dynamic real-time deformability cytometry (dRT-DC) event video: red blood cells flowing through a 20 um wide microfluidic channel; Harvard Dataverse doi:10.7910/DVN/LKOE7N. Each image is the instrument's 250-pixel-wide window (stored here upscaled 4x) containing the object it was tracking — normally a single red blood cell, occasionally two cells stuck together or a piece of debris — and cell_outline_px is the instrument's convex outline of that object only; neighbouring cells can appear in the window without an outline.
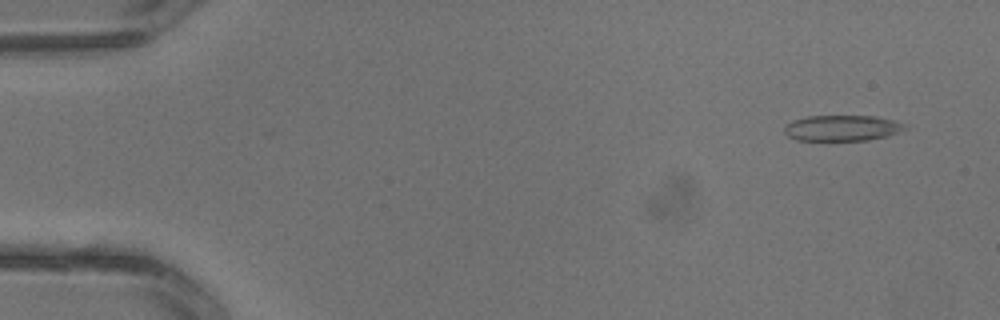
{"species": "common noctule bat (a hibernating species)", "species_latin": "Nyctalus noctula", "temperature_condition": "warm", "stored_images_in_passage": 3, "segment_of_instrument_passage": [2, 2], "camera_frame_rate_fps": 3000, "um_per_image_px": 0.085, "animal": {"sex": "male", "body_mass_g": 13.3}, "frame": {"image": 1, "passage_image": 3, "time_ms": 0.667, "image_size_px": [1000, 320], "cell_outline_px": [[908, 128], [888, 136], [868, 140], [796, 140], [788, 136], [784, 132], [784, 128], [792, 120], [808, 116], [876, 116], [892, 120], [904, 124]], "centroid_in_image_um": [71.57, 10.88], "position_along_channel_um": 13.4, "area_um2": 18.03}}